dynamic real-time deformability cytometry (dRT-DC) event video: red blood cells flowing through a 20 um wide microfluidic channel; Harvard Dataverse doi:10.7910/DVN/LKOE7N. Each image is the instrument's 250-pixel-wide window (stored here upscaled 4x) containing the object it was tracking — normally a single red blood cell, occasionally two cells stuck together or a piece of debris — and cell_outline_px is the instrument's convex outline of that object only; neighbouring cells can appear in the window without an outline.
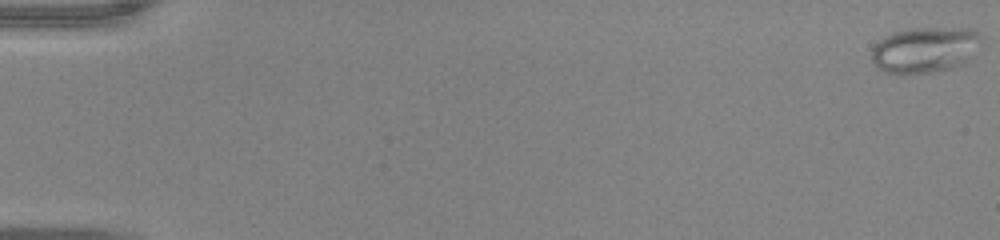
{"species": "common noctule bat (a hibernating species)", "species_latin": "Nyctalus noctula", "temperature_condition": "warm", "stored_images_in_passage": 53, "camera_frame_rate_fps": 3000, "um_per_image_px": 0.085, "animal": {"sex": "male", "body_mass_g": 20.0, "forearm_length_mm": 53.3}, "frame": {"image": 1, "passage_image": 1, "time_ms": 0.0, "image_size_px": [1000, 240], "cell_outline_px": [[984, 44], [964, 64], [932, 72], [884, 72], [876, 68], [872, 60], [872, 48], [884, 36], [892, 32], [916, 28], [968, 28], [976, 32], [984, 40]], "centroid_in_image_um": [78.67, 4.21], "position_along_channel_um": 6.3, "area_um2": 29.25}}
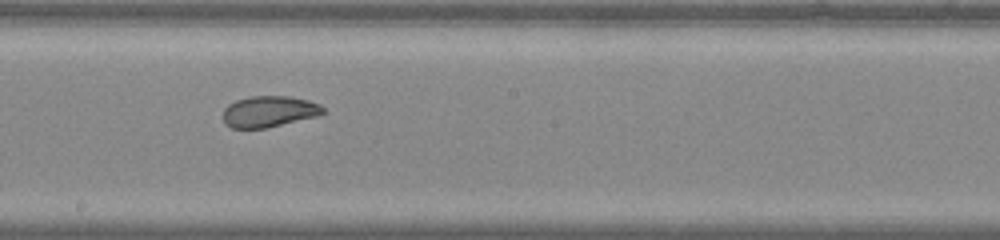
{"frame": {"image": 2, "passage_image": 31, "time_ms": 10.0, "image_size_px": [1000, 240], "cell_outline_px": [[328, 112], [320, 116], [264, 128], [232, 128], [224, 124], [224, 108], [228, 104], [236, 100], [248, 96], [288, 96], [308, 100], [320, 104]], "centroid_in_image_um": [22.91, 9.47], "position_along_channel_um": 225.3, "area_um2": 18.38}}
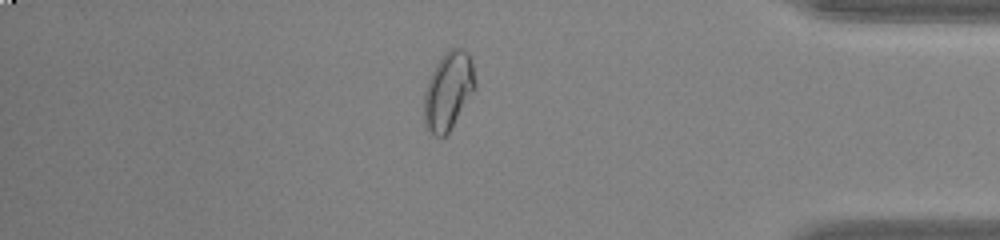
{"frame": {"image": 3, "passage_image": 46, "time_ms": 15.0, "image_size_px": [1000, 240], "cell_outline_px": [[476, 88], [448, 132], [444, 136], [436, 136], [428, 132], [424, 124], [424, 92], [428, 80], [436, 64], [448, 48], [460, 48], [468, 52], [472, 60], [476, 84]], "centroid_in_image_um": [38.1, 7.71], "position_along_channel_um": 397.1, "area_um2": 23.18}, "authors_computed_cell_mechanics": {"area_um2": 23.1778, "velocity_mm_per_s": 3.9645, "shape_relaxation_time_tau1_ms": null, "shape_relaxation_time_tau2_ms": 1.1099, "deformation_change_tau1": null, "deformation_change_tau2": 0.0525}}